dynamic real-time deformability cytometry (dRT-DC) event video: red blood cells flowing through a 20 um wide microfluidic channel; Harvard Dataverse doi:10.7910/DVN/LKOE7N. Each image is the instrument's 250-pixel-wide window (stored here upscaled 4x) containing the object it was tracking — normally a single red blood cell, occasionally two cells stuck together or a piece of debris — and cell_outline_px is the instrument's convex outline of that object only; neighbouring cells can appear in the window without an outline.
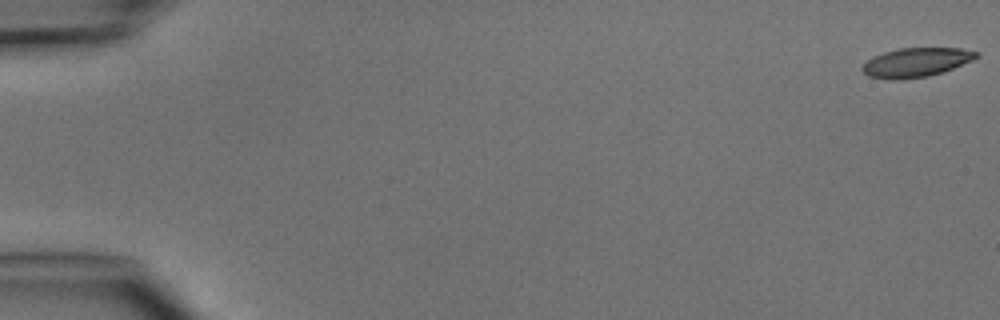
{"species": "common noctule bat (a hibernating species)", "species_latin": "Nyctalus noctula", "temperature_condition": "cold", "stored_images_in_passage": 5, "camera_frame_rate_fps": 3000, "um_per_image_px": 0.085, "animal": {"sex": "male", "body_mass_g": 15.6}, "frame": {"image": 1, "passage_image": 1, "time_ms": 0.0, "image_size_px": [1000, 320], "cell_outline_px": [[980, 56], [972, 60], [952, 68], [928, 76], [892, 80], [888, 80], [868, 76], [860, 68], [872, 56], [884, 52], [900, 48], [960, 48], [980, 52]], "centroid_in_image_um": [77.85, 5.29], "position_along_channel_um": 7.1, "area_um2": 19.25}}
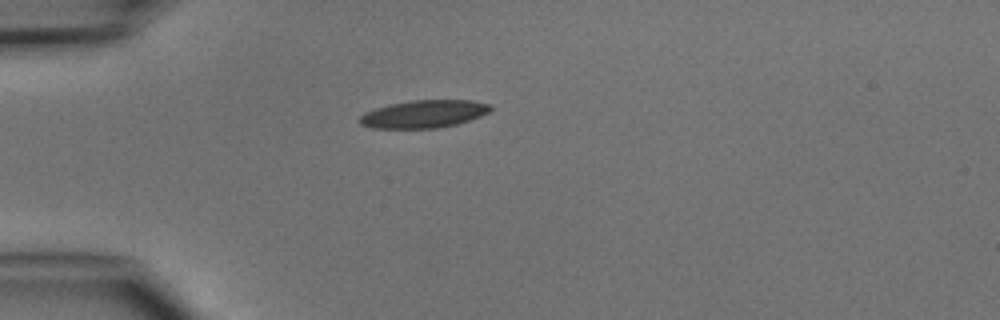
{"frame": {"image": 2, "passage_image": 5, "time_ms": 4.333, "image_size_px": [1000, 320], "cell_outline_px": [[492, 108], [488, 112], [480, 116], [456, 124], [436, 128], [372, 128], [360, 124], [356, 120], [364, 112], [388, 104], [412, 100], [472, 100], [492, 104]], "centroid_in_image_um": [35.99, 9.68], "position_along_channel_um": 49.0, "area_um2": 21.21}}